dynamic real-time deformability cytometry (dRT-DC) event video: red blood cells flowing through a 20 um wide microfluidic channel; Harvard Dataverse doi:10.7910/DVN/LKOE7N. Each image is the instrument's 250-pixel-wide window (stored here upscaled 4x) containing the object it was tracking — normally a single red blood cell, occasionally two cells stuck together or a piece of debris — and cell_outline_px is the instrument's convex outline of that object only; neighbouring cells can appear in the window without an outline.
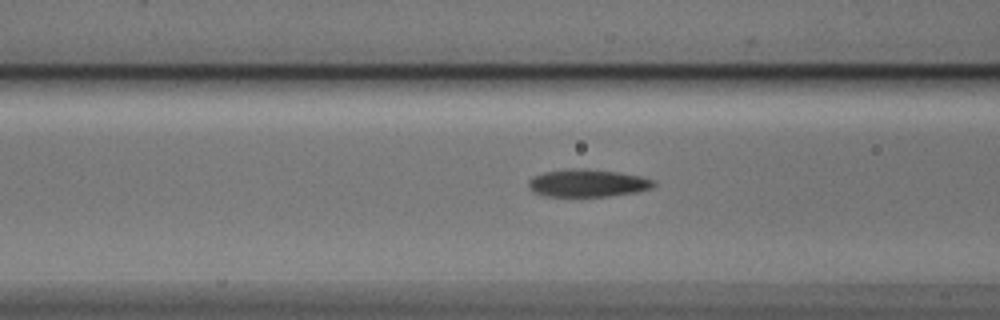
{"species": "Egyptian fruit bat (a non-hibernating species)", "species_latin": "Rousettus aegyptiacus", "temperature_condition": "cold", "stored_images_in_passage": 9, "camera_frame_rate_fps": 3000, "um_per_image_px": 0.085, "animal": {"sex": "male"}, "frame": {"image": 1, "passage_image": 7, "time_ms": 2.0, "image_size_px": [1000, 320], "cell_outline_px": [[656, 184], [652, 188], [636, 192], [608, 196], [544, 196], [532, 192], [528, 188], [528, 180], [532, 176], [544, 172], [572, 168], [584, 168], [616, 172], [640, 176], [656, 180]], "centroid_in_image_um": [49.92, 15.56], "position_along_channel_um": 116.7, "area_um2": 20.29}}